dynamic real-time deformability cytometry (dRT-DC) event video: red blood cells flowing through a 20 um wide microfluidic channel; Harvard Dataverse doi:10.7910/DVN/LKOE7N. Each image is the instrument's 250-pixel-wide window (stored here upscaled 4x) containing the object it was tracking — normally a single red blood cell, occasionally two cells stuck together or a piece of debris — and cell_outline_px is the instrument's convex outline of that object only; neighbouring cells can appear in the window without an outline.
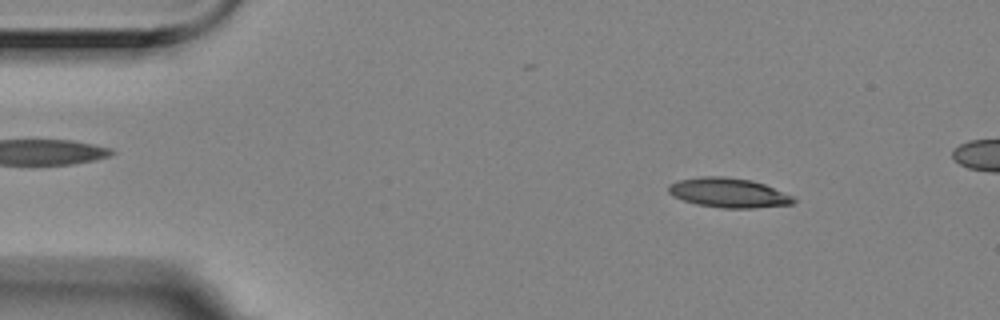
{"species": "Egyptian fruit bat (a non-hibernating species)", "species_latin": "Rousettus aegyptiacus", "temperature_condition": "room temperature", "stored_images_in_passage": 53, "camera_frame_rate_fps": 3000, "um_per_image_px": 0.085, "animal": {"sex": "female"}, "frame": {"image": 1, "passage_image": 7, "time_ms": 2.0, "image_size_px": [1000, 320], "cell_outline_px": [[796, 200], [792, 204], [752, 208], [724, 208], [696, 204], [684, 200], [668, 192], [668, 188], [672, 184], [680, 180], [704, 176], [724, 176], [752, 180], [764, 184], [792, 196]], "centroid_in_image_um": [61.95, 16.38], "position_along_channel_um": 23.0, "area_um2": 21.15}}
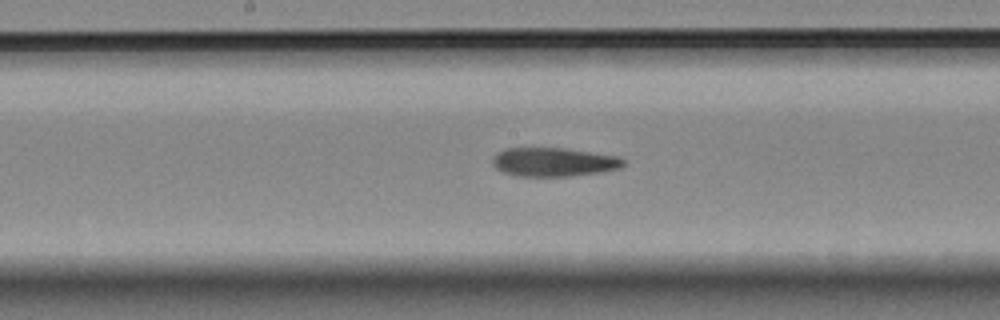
{"frame": {"image": 2, "passage_image": 28, "time_ms": 9.0, "image_size_px": [1000, 320], "cell_outline_px": [[624, 164], [620, 168], [600, 172], [568, 176], [516, 176], [504, 172], [496, 168], [492, 164], [492, 160], [496, 152], [504, 148], [564, 148], [616, 156], [624, 160]], "centroid_in_image_um": [47.01, 13.77], "position_along_channel_um": 201.2, "area_um2": 21.85}}
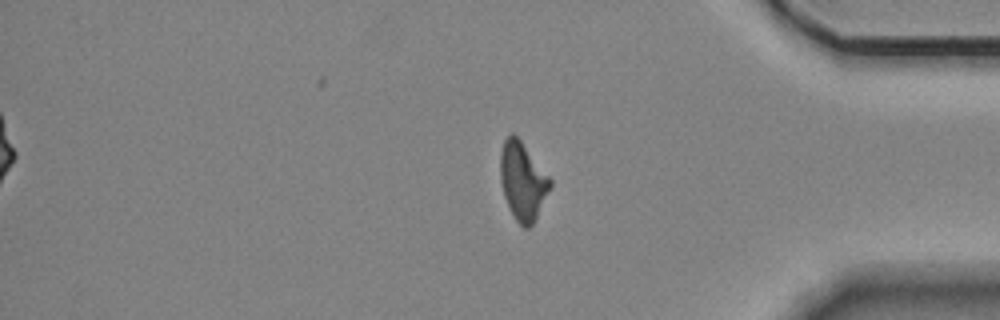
{"frame": {"image": 3, "passage_image": 46, "time_ms": 15.0, "image_size_px": [1000, 320], "cell_outline_px": [[552, 184], [532, 224], [528, 228], [524, 228], [512, 216], [504, 196], [500, 180], [500, 152], [504, 140], [512, 132], [520, 140], [552, 180]], "centroid_in_image_um": [44.4, 15.39], "position_along_channel_um": 390.8, "area_um2": 22.25}, "authors_computed_cell_mechanics": {"area_um2": 22.0796, "velocity_mm_per_s": 3.5259, "shape_relaxation_time_tau1_ms": null, "shape_relaxation_time_tau2_ms": 7.616, "deformation_change_tau1": null, "deformation_change_tau2": 0.1872}}